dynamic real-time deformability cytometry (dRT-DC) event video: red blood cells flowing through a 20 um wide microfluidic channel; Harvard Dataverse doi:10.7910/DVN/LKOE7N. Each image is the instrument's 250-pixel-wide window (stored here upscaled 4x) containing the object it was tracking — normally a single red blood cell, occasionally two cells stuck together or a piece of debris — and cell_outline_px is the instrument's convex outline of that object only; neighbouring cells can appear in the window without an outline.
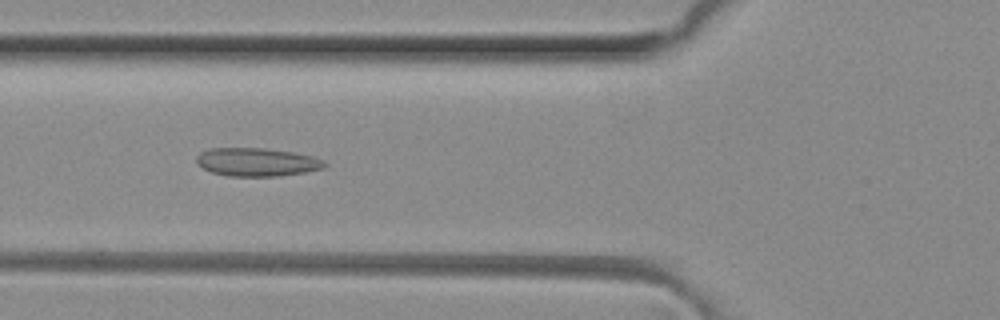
{"species": "common noctule bat (a hibernating species)", "species_latin": "Nyctalus noctula", "temperature_condition": "room temperature", "stored_images_in_passage": 49, "camera_frame_rate_fps": 3000, "um_per_image_px": 0.085, "animal": {"sex": "female", "body_mass_g": 29.2, "forearm_length_mm": 56.3}, "frame": {"image": 1, "passage_image": 18, "time_ms": 5.667, "image_size_px": [1000, 320], "cell_outline_px": [[328, 164], [324, 168], [304, 172], [280, 176], [228, 176], [212, 172], [196, 164], [196, 156], [200, 152], [212, 148], [264, 148], [292, 152], [312, 156], [324, 160]], "centroid_in_image_um": [21.83, 13.77], "position_along_channel_um": 104.0, "area_um2": 21.15}}
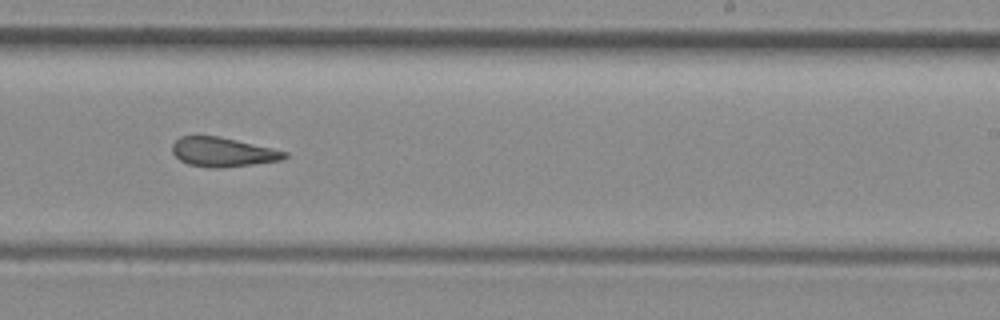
{"frame": {"image": 2, "passage_image": 30, "time_ms": 9.667, "image_size_px": [1000, 320], "cell_outline_px": [[288, 156], [280, 160], [252, 164], [220, 168], [212, 168], [188, 164], [180, 160], [172, 152], [172, 144], [180, 136], [220, 136], [288, 152]], "centroid_in_image_um": [18.91, 12.92], "position_along_channel_um": 270.1, "area_um2": 19.02}}
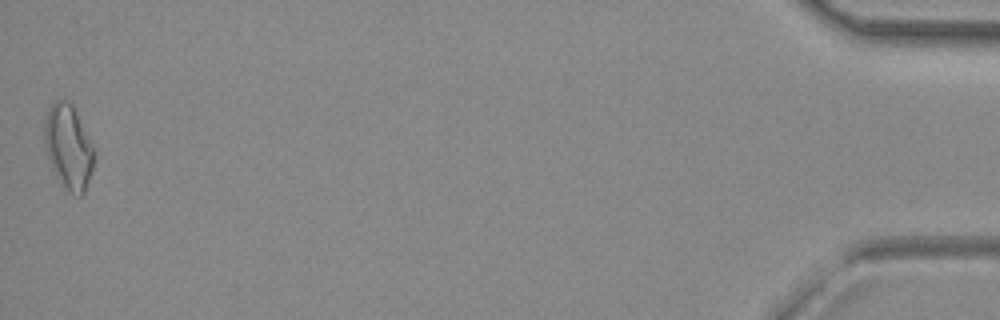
{"frame": {"image": 3, "passage_image": 49, "time_ms": 16.0, "image_size_px": [1000, 320], "cell_outline_px": [[96, 152], [92, 168], [84, 192], [80, 196], [64, 192], [52, 172], [44, 148], [44, 120], [52, 104], [56, 100], [72, 100], [96, 148]], "centroid_in_image_um": [5.82, 12.5], "position_along_channel_um": 429.4, "area_um2": 25.61}, "authors_computed_cell_mechanics": {"area_um2": 20.4612, "velocity_mm_per_s": 4.1569, "shape_relaxation_time_tau1_ms": null, "shape_relaxation_time_tau2_ms": 2.9744, "deformation_change_tau1": null, "deformation_change_tau2": 0.0903}}